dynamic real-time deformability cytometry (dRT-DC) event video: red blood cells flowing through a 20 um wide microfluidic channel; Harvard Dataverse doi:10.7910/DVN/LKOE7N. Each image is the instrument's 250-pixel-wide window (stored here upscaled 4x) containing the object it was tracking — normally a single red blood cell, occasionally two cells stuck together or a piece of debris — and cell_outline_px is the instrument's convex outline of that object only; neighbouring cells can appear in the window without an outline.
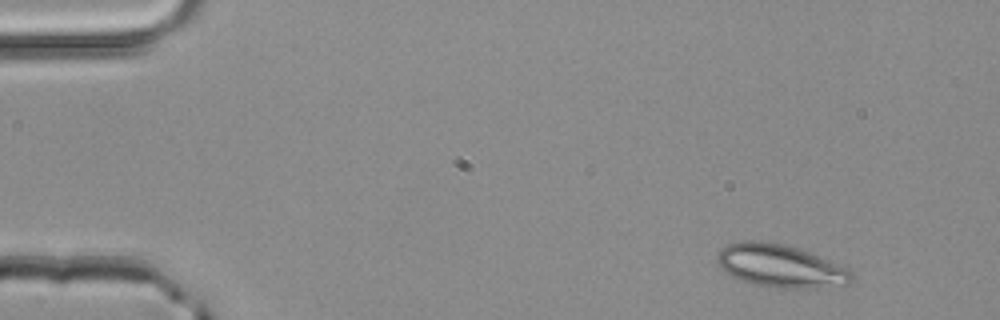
{"species": "common noctule bat (a hibernating species)", "species_latin": "Nyctalus noctula", "temperature_condition": "room temperature", "stored_images_in_passage": 3, "camera_frame_rate_fps": 3000, "um_per_image_px": 0.085, "animal": {"sex": "male", "body_mass_g": 20.4}, "frame": {"image": 1, "passage_image": 1, "time_ms": 0.0, "image_size_px": [1000, 320], "cell_outline_px": [[852, 280], [848, 284], [816, 288], [776, 288], [756, 284], [732, 276], [716, 260], [716, 256], [720, 248], [728, 244], [744, 240], [760, 240], [784, 244], [808, 252], [848, 268], [852, 272]], "centroid_in_image_um": [66.34, 22.59], "position_along_channel_um": 18.7, "area_um2": 33.23}}